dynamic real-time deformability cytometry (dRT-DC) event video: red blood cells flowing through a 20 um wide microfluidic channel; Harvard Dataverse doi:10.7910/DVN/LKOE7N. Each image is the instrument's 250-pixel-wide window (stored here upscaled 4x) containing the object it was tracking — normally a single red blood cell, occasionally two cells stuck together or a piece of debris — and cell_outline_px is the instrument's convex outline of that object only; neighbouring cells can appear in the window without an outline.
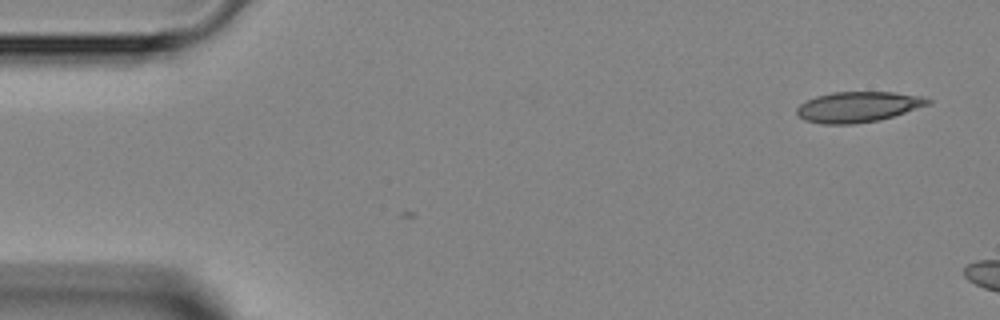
{"species": "Egyptian fruit bat (a non-hibernating species)", "species_latin": "Rousettus aegyptiacus", "temperature_condition": "room temperature", "stored_images_in_passage": 3, "camera_frame_rate_fps": 3000, "um_per_image_px": 0.085, "animal": {"sex": "female"}, "frame": {"image": 1, "passage_image": 1, "time_ms": 0.0, "image_size_px": [1000, 320], "cell_outline_px": [[932, 104], [880, 120], [852, 124], [820, 124], [804, 120], [796, 112], [796, 108], [800, 104], [816, 96], [832, 92], [892, 92], [924, 96], [932, 100]], "centroid_in_image_um": [72.97, 9.08], "position_along_channel_um": 12.0, "area_um2": 23.47}}